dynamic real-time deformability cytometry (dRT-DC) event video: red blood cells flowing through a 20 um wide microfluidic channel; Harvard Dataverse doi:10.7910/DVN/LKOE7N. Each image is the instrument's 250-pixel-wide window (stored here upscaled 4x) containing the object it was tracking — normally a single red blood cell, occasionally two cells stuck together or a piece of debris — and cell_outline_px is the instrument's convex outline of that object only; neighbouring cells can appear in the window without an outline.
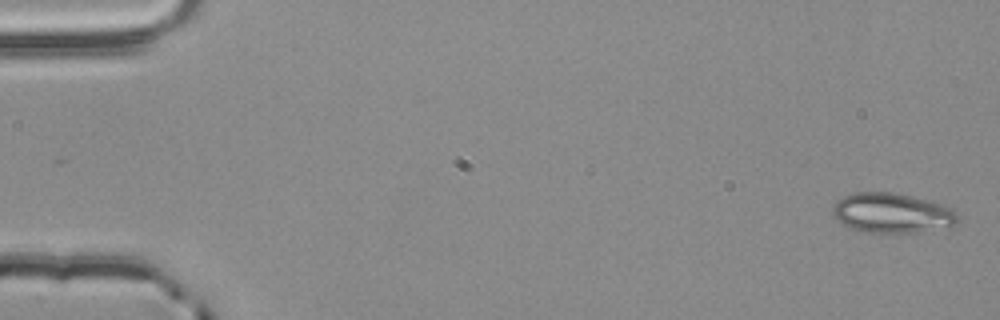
{"species": "common noctule bat (a hibernating species)", "species_latin": "Nyctalus noctula", "temperature_condition": "room temperature", "stored_images_in_passage": 5, "camera_frame_rate_fps": 3000, "um_per_image_px": 0.085, "animal": {"sex": "male", "body_mass_g": 20.4}, "frame": {"image": 1, "passage_image": 1, "time_ms": 0.0, "image_size_px": [1000, 320], "cell_outline_px": [[960, 216], [952, 228], [916, 232], [864, 232], [840, 224], [832, 216], [832, 208], [836, 200], [852, 192], [892, 192], [912, 196], [940, 204], [952, 208]], "centroid_in_image_um": [75.81, 18.11], "position_along_channel_um": 9.2, "area_um2": 29.42}}
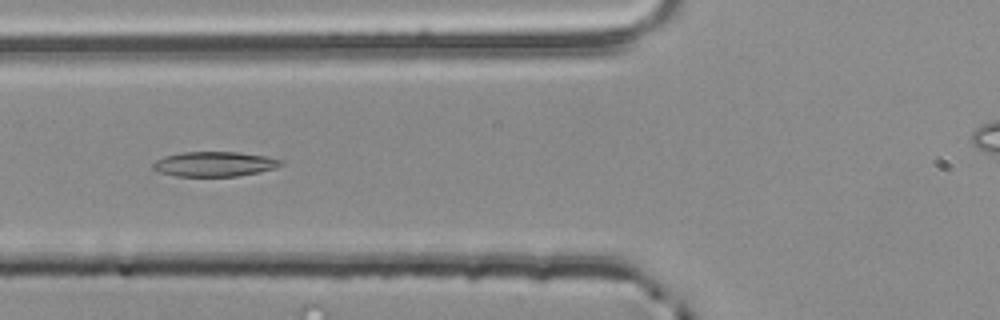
{"frame": {"image": 2, "passage_image": 5, "time_ms": 1.333, "image_size_px": [1000, 320], "cell_outline_px": [[284, 164], [276, 168], [260, 172], [236, 176], [176, 176], [160, 172], [152, 168], [152, 164], [156, 160], [164, 156], [180, 152], [236, 152], [264, 156], [280, 160]], "centroid_in_image_um": [18.2, 13.94], "position_along_channel_um": 107.6, "area_um2": 18.44}}